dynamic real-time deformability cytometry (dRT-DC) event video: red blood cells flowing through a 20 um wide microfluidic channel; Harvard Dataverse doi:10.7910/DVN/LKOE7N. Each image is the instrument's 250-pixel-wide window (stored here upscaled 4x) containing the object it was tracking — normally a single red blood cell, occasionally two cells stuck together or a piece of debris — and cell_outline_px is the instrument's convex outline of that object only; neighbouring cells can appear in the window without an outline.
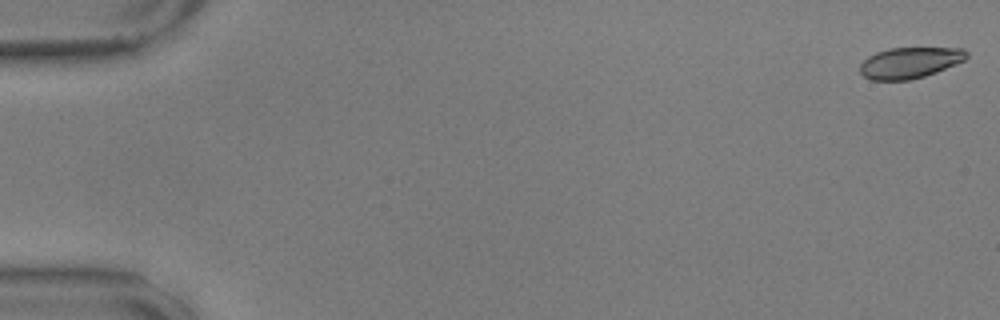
{"species": "common noctule bat (a hibernating species)", "species_latin": "Nyctalus noctula", "temperature_condition": "warm", "stored_images_in_passage": 36, "camera_frame_rate_fps": 3000, "um_per_image_px": 0.085, "animal": {"sex": "male", "body_mass_g": 17.9, "forearm_length_mm": 54.2}, "frame": {"image": 1, "passage_image": 1, "time_ms": 0.0, "image_size_px": [1000, 320], "cell_outline_px": [[968, 56], [964, 60], [956, 64], [936, 72], [924, 76], [908, 80], [872, 80], [864, 76], [860, 72], [860, 64], [868, 56], [876, 52], [888, 48], [964, 48], [968, 52]], "centroid_in_image_um": [77.33, 5.32], "position_along_channel_um": 7.7, "area_um2": 19.25}}
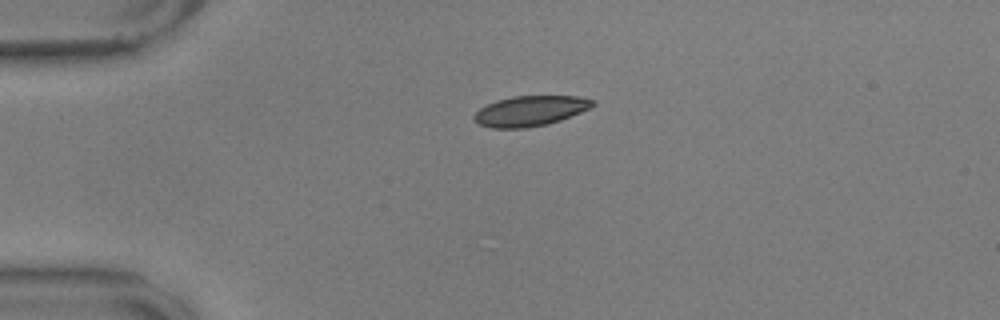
{"frame": {"image": 2, "passage_image": 14, "time_ms": 4.333, "image_size_px": [1000, 320], "cell_outline_px": [[596, 104], [580, 112], [560, 120], [548, 124], [528, 128], [492, 128], [480, 124], [472, 120], [472, 116], [480, 108], [496, 100], [512, 96], [580, 96], [596, 100]], "centroid_in_image_um": [45.06, 9.42], "position_along_channel_um": 39.9, "area_um2": 20.98}}